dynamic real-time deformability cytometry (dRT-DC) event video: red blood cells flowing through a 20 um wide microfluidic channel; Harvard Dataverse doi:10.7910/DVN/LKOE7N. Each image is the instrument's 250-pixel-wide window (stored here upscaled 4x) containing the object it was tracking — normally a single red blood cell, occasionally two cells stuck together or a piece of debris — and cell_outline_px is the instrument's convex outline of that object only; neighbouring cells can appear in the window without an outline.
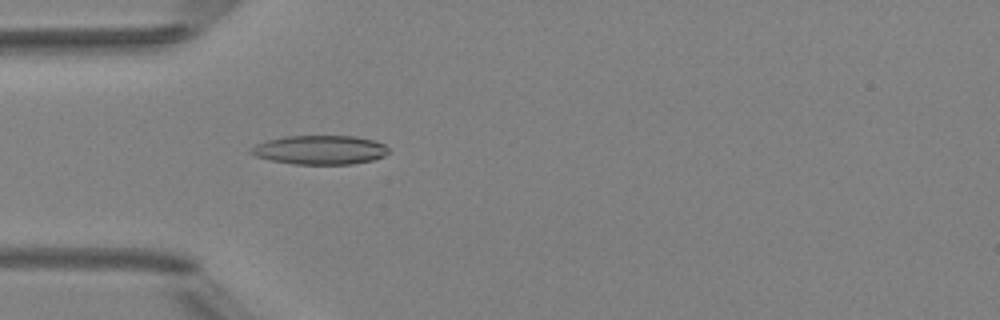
{"species": "Egyptian fruit bat (a non-hibernating species)", "species_latin": "Rousettus aegyptiacus", "temperature_condition": "room temperature", "stored_images_in_passage": 4, "camera_frame_rate_fps": 3000, "um_per_image_px": 0.085, "animal": {"sex": "female"}, "frame": {"image": 1, "passage_image": 4, "time_ms": 3.667, "image_size_px": [1000, 320], "cell_outline_px": [[388, 152], [384, 156], [372, 160], [352, 164], [292, 164], [272, 160], [256, 156], [248, 152], [248, 148], [256, 144], [268, 140], [288, 136], [356, 136], [376, 140], [384, 144], [388, 148]], "centroid_in_image_um": [27.2, 12.74], "position_along_channel_um": 57.8, "area_um2": 23.35}}